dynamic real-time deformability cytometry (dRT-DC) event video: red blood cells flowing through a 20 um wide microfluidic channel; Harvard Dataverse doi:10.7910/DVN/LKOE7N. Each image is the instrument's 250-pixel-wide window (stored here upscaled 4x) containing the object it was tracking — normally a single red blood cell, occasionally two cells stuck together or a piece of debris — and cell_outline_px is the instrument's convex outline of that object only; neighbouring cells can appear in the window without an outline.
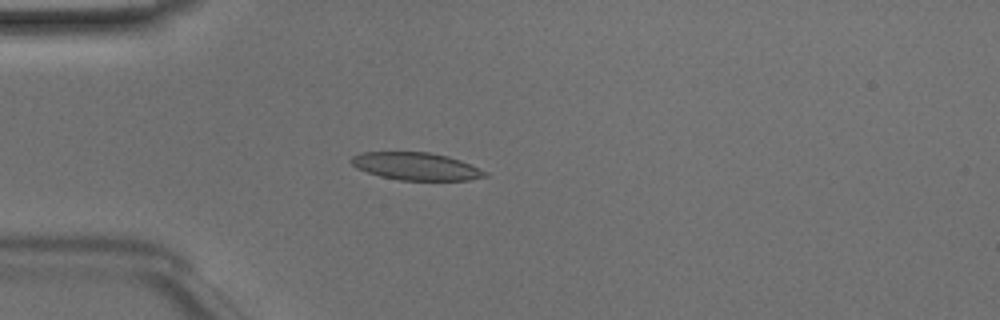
{"species": "Egyptian fruit bat (a non-hibernating species)", "species_latin": "Rousettus aegyptiacus", "temperature_condition": "room temperature", "stored_images_in_passage": 44, "camera_frame_rate_fps": 3000, "um_per_image_px": 0.085, "animal": {"sex": "male"}, "frame": {"image": 1, "passage_image": 13, "time_ms": 4.0, "image_size_px": [1000, 320], "cell_outline_px": [[488, 176], [468, 180], [400, 180], [380, 176], [356, 168], [348, 160], [352, 156], [364, 152], [428, 152], [448, 156], [460, 160], [488, 172]], "centroid_in_image_um": [35.36, 14.13], "position_along_channel_um": 49.6, "area_um2": 21.44}}
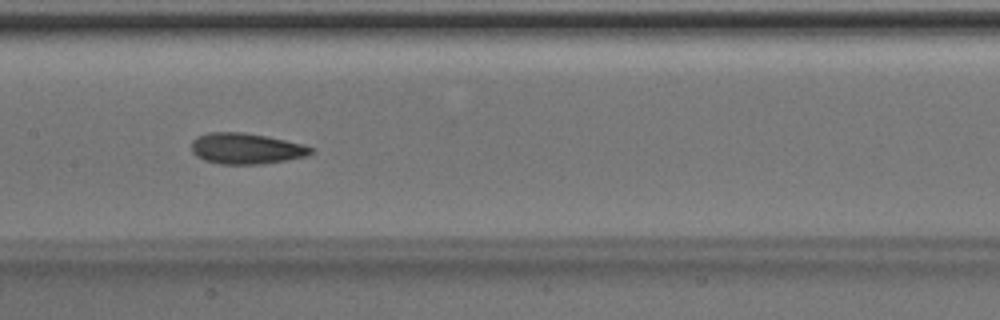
{"frame": {"image": 2, "passage_image": 24, "time_ms": 7.667, "image_size_px": [1000, 320], "cell_outline_px": [[316, 148], [308, 156], [288, 160], [260, 164], [220, 164], [204, 160], [196, 156], [192, 152], [192, 140], [196, 136], [208, 132], [244, 132], [268, 136]], "centroid_in_image_um": [20.91, 12.62], "position_along_channel_um": 186.5, "area_um2": 21.68}}
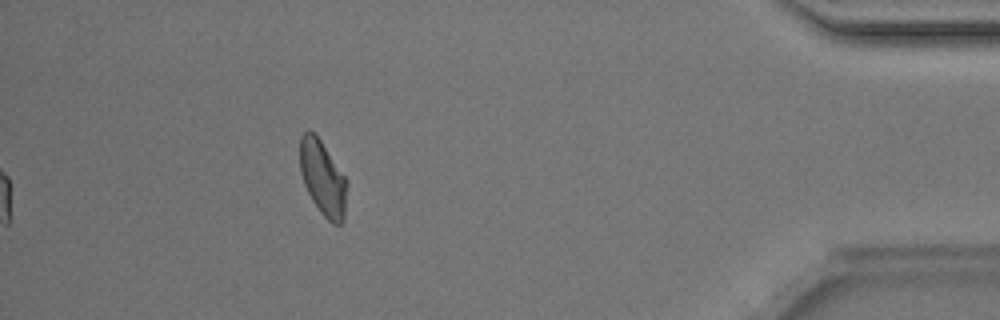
{"frame": {"image": 3, "passage_image": 44, "time_ms": 14.333, "image_size_px": [1000, 320], "cell_outline_px": [[348, 184], [344, 220], [340, 224], [332, 224], [320, 212], [312, 200], [304, 184], [300, 172], [300, 136], [308, 128], [320, 140], [344, 176]], "centroid_in_image_um": [27.44, 15.17], "position_along_channel_um": 407.8, "area_um2": 20.4}, "authors_computed_cell_mechanics": {"area_um2": 21.4149, "velocity_mm_per_s": 4.0874, "shape_relaxation_time_tau1_ms": 2.6454, "shape_relaxation_time_tau2_ms": 2.1936, "deformation_change_tau1": 0.1437, "deformation_change_tau2": 0.0986}}